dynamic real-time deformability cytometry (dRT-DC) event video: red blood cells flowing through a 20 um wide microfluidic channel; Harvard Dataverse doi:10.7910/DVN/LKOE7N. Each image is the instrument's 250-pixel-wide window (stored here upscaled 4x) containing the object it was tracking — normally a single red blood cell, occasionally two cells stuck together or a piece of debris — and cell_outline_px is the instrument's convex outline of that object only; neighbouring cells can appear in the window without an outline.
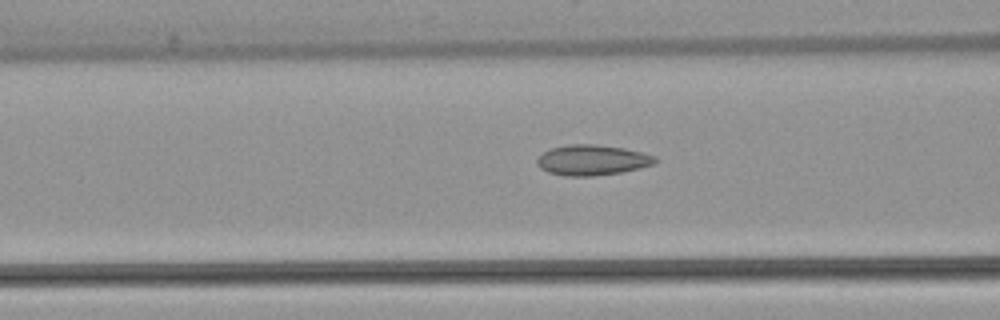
{"species": "common noctule bat (a hibernating species)", "species_latin": "Nyctalus noctula", "temperature_condition": "warm", "stored_images_in_passage": 24, "camera_frame_rate_fps": 3000, "um_per_image_px": 0.085, "animal": {"sex": "female", "body_mass_g": 22.7, "forearm_length_mm": 54.2}, "frame": {"image": 1, "passage_image": 13, "time_ms": 4.0, "image_size_px": [1000, 320], "cell_outline_px": [[660, 160], [652, 164], [640, 168], [620, 172], [592, 176], [564, 176], [548, 172], [540, 168], [536, 164], [536, 160], [544, 152], [552, 148], [568, 144], [596, 144], [624, 148], [656, 156]], "centroid_in_image_um": [50.33, 13.6], "position_along_channel_um": 116.3, "area_um2": 20.92}}
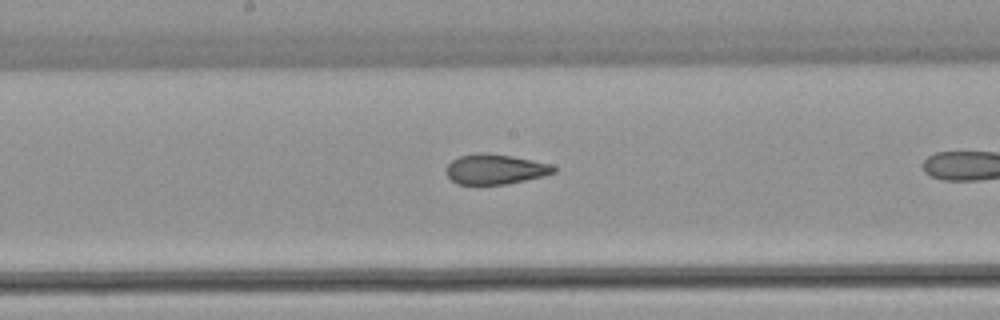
{"frame": {"image": 2, "passage_image": 20, "time_ms": 6.333, "image_size_px": [1000, 320], "cell_outline_px": [[556, 172], [544, 176], [508, 184], [456, 184], [444, 172], [444, 168], [452, 160], [460, 156], [476, 152], [488, 152], [512, 156], [552, 164], [556, 168]], "centroid_in_image_um": [42.08, 14.37], "position_along_channel_um": 206.1, "area_um2": 19.13}}
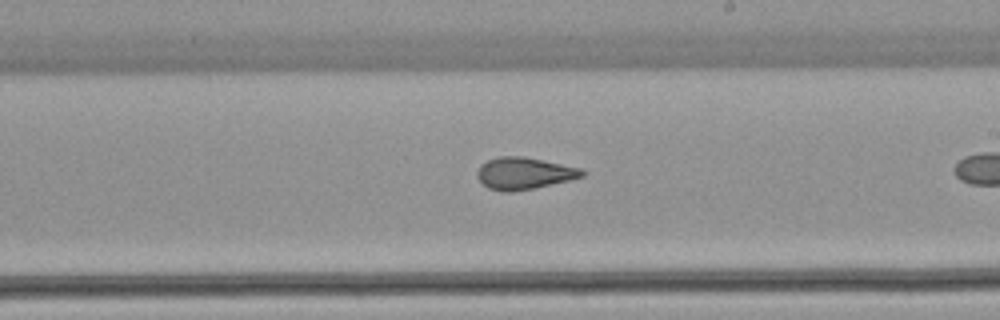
{"frame": {"image": 3, "passage_image": 23, "time_ms": 7.333, "image_size_px": [1000, 320], "cell_outline_px": [[588, 172], [584, 176], [568, 180], [532, 188], [512, 192], [504, 192], [488, 188], [476, 176], [476, 172], [480, 164], [488, 160], [500, 156], [524, 156], [584, 168]], "centroid_in_image_um": [44.57, 14.72], "position_along_channel_um": 244.4, "area_um2": 19.65}}